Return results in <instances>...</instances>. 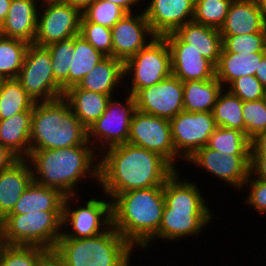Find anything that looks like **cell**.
<instances>
[{
    "label": "cell",
    "instance_id": "cell-1",
    "mask_svg": "<svg viewBox=\"0 0 266 266\" xmlns=\"http://www.w3.org/2000/svg\"><path fill=\"white\" fill-rule=\"evenodd\" d=\"M99 154V184L112 199L134 189L164 186L176 169L161 155L129 143L110 147Z\"/></svg>",
    "mask_w": 266,
    "mask_h": 266
},
{
    "label": "cell",
    "instance_id": "cell-2",
    "mask_svg": "<svg viewBox=\"0 0 266 266\" xmlns=\"http://www.w3.org/2000/svg\"><path fill=\"white\" fill-rule=\"evenodd\" d=\"M180 175V177H179ZM176 170L164 183L165 207L157 234L142 248L156 239L175 241L200 235L211 223L212 210L195 182L181 178Z\"/></svg>",
    "mask_w": 266,
    "mask_h": 266
},
{
    "label": "cell",
    "instance_id": "cell-3",
    "mask_svg": "<svg viewBox=\"0 0 266 266\" xmlns=\"http://www.w3.org/2000/svg\"><path fill=\"white\" fill-rule=\"evenodd\" d=\"M97 157L99 154L87 141L62 149L34 150L27 160L32 168L33 182L56 188L65 196H76L79 193L77 186L85 177L99 182Z\"/></svg>",
    "mask_w": 266,
    "mask_h": 266
},
{
    "label": "cell",
    "instance_id": "cell-4",
    "mask_svg": "<svg viewBox=\"0 0 266 266\" xmlns=\"http://www.w3.org/2000/svg\"><path fill=\"white\" fill-rule=\"evenodd\" d=\"M164 207V186L118 193L111 199V225L142 250L157 234Z\"/></svg>",
    "mask_w": 266,
    "mask_h": 266
},
{
    "label": "cell",
    "instance_id": "cell-5",
    "mask_svg": "<svg viewBox=\"0 0 266 266\" xmlns=\"http://www.w3.org/2000/svg\"><path fill=\"white\" fill-rule=\"evenodd\" d=\"M87 129L62 97L36 102L32 111L30 153L34 150L62 149L87 142Z\"/></svg>",
    "mask_w": 266,
    "mask_h": 266
},
{
    "label": "cell",
    "instance_id": "cell-6",
    "mask_svg": "<svg viewBox=\"0 0 266 266\" xmlns=\"http://www.w3.org/2000/svg\"><path fill=\"white\" fill-rule=\"evenodd\" d=\"M134 247L110 225L88 238H59L54 254L64 266H131Z\"/></svg>",
    "mask_w": 266,
    "mask_h": 266
},
{
    "label": "cell",
    "instance_id": "cell-7",
    "mask_svg": "<svg viewBox=\"0 0 266 266\" xmlns=\"http://www.w3.org/2000/svg\"><path fill=\"white\" fill-rule=\"evenodd\" d=\"M63 211H35L9 214L0 222L3 242L8 245L37 246L53 252L62 235Z\"/></svg>",
    "mask_w": 266,
    "mask_h": 266
},
{
    "label": "cell",
    "instance_id": "cell-8",
    "mask_svg": "<svg viewBox=\"0 0 266 266\" xmlns=\"http://www.w3.org/2000/svg\"><path fill=\"white\" fill-rule=\"evenodd\" d=\"M171 54L164 37L156 36L137 54L124 63V77L131 82L127 91L134 95L139 89L154 86L169 77ZM131 86V88H130Z\"/></svg>",
    "mask_w": 266,
    "mask_h": 266
},
{
    "label": "cell",
    "instance_id": "cell-9",
    "mask_svg": "<svg viewBox=\"0 0 266 266\" xmlns=\"http://www.w3.org/2000/svg\"><path fill=\"white\" fill-rule=\"evenodd\" d=\"M126 96L124 103L111 97L103 115L87 129V140L98 154L110 147L128 143L136 105L133 95L127 93Z\"/></svg>",
    "mask_w": 266,
    "mask_h": 266
},
{
    "label": "cell",
    "instance_id": "cell-10",
    "mask_svg": "<svg viewBox=\"0 0 266 266\" xmlns=\"http://www.w3.org/2000/svg\"><path fill=\"white\" fill-rule=\"evenodd\" d=\"M51 64L46 46L29 44L17 79L35 103L53 101L64 95L61 85L54 79Z\"/></svg>",
    "mask_w": 266,
    "mask_h": 266
},
{
    "label": "cell",
    "instance_id": "cell-11",
    "mask_svg": "<svg viewBox=\"0 0 266 266\" xmlns=\"http://www.w3.org/2000/svg\"><path fill=\"white\" fill-rule=\"evenodd\" d=\"M77 195L66 196L63 205V231L60 238H88L103 233L111 225V200L91 198L80 207L72 208ZM74 204H72V201ZM72 204V206L70 205ZM71 232L68 231L70 228ZM68 228V229H67Z\"/></svg>",
    "mask_w": 266,
    "mask_h": 266
},
{
    "label": "cell",
    "instance_id": "cell-12",
    "mask_svg": "<svg viewBox=\"0 0 266 266\" xmlns=\"http://www.w3.org/2000/svg\"><path fill=\"white\" fill-rule=\"evenodd\" d=\"M128 143L161 155L178 170L175 162L182 159L173 144L170 120L136 110L131 120Z\"/></svg>",
    "mask_w": 266,
    "mask_h": 266
},
{
    "label": "cell",
    "instance_id": "cell-13",
    "mask_svg": "<svg viewBox=\"0 0 266 266\" xmlns=\"http://www.w3.org/2000/svg\"><path fill=\"white\" fill-rule=\"evenodd\" d=\"M170 124L176 153L184 162L207 146L217 127L212 112L182 111L170 120Z\"/></svg>",
    "mask_w": 266,
    "mask_h": 266
},
{
    "label": "cell",
    "instance_id": "cell-14",
    "mask_svg": "<svg viewBox=\"0 0 266 266\" xmlns=\"http://www.w3.org/2000/svg\"><path fill=\"white\" fill-rule=\"evenodd\" d=\"M81 16L78 7L63 2L39 7L34 44L48 46L80 34Z\"/></svg>",
    "mask_w": 266,
    "mask_h": 266
},
{
    "label": "cell",
    "instance_id": "cell-15",
    "mask_svg": "<svg viewBox=\"0 0 266 266\" xmlns=\"http://www.w3.org/2000/svg\"><path fill=\"white\" fill-rule=\"evenodd\" d=\"M136 110L171 120L183 109V82L170 75L154 86L139 89L134 95Z\"/></svg>",
    "mask_w": 266,
    "mask_h": 266
},
{
    "label": "cell",
    "instance_id": "cell-16",
    "mask_svg": "<svg viewBox=\"0 0 266 266\" xmlns=\"http://www.w3.org/2000/svg\"><path fill=\"white\" fill-rule=\"evenodd\" d=\"M186 162L203 168L217 180L237 190L243 189L250 174V155H232L212 150L207 146L200 148Z\"/></svg>",
    "mask_w": 266,
    "mask_h": 266
},
{
    "label": "cell",
    "instance_id": "cell-17",
    "mask_svg": "<svg viewBox=\"0 0 266 266\" xmlns=\"http://www.w3.org/2000/svg\"><path fill=\"white\" fill-rule=\"evenodd\" d=\"M112 57L125 63L154 37L144 11L126 13L112 28ZM148 37V39H147ZM150 38V39H149Z\"/></svg>",
    "mask_w": 266,
    "mask_h": 266
},
{
    "label": "cell",
    "instance_id": "cell-18",
    "mask_svg": "<svg viewBox=\"0 0 266 266\" xmlns=\"http://www.w3.org/2000/svg\"><path fill=\"white\" fill-rule=\"evenodd\" d=\"M163 37L170 49L172 75L182 82L211 80L215 77V66L174 32Z\"/></svg>",
    "mask_w": 266,
    "mask_h": 266
},
{
    "label": "cell",
    "instance_id": "cell-19",
    "mask_svg": "<svg viewBox=\"0 0 266 266\" xmlns=\"http://www.w3.org/2000/svg\"><path fill=\"white\" fill-rule=\"evenodd\" d=\"M147 3L143 11L155 36L163 37L193 21V0H150Z\"/></svg>",
    "mask_w": 266,
    "mask_h": 266
},
{
    "label": "cell",
    "instance_id": "cell-20",
    "mask_svg": "<svg viewBox=\"0 0 266 266\" xmlns=\"http://www.w3.org/2000/svg\"><path fill=\"white\" fill-rule=\"evenodd\" d=\"M32 181V168L27 159H19L10 168L0 171V222L12 212Z\"/></svg>",
    "mask_w": 266,
    "mask_h": 266
},
{
    "label": "cell",
    "instance_id": "cell-21",
    "mask_svg": "<svg viewBox=\"0 0 266 266\" xmlns=\"http://www.w3.org/2000/svg\"><path fill=\"white\" fill-rule=\"evenodd\" d=\"M39 5L35 0H12L6 19L0 27L1 36L34 43Z\"/></svg>",
    "mask_w": 266,
    "mask_h": 266
},
{
    "label": "cell",
    "instance_id": "cell-22",
    "mask_svg": "<svg viewBox=\"0 0 266 266\" xmlns=\"http://www.w3.org/2000/svg\"><path fill=\"white\" fill-rule=\"evenodd\" d=\"M265 19L263 11L255 0H233L219 31L221 35L265 32Z\"/></svg>",
    "mask_w": 266,
    "mask_h": 266
},
{
    "label": "cell",
    "instance_id": "cell-23",
    "mask_svg": "<svg viewBox=\"0 0 266 266\" xmlns=\"http://www.w3.org/2000/svg\"><path fill=\"white\" fill-rule=\"evenodd\" d=\"M124 78V63L106 56L77 85L68 89H84L114 97L115 89L123 88Z\"/></svg>",
    "mask_w": 266,
    "mask_h": 266
},
{
    "label": "cell",
    "instance_id": "cell-24",
    "mask_svg": "<svg viewBox=\"0 0 266 266\" xmlns=\"http://www.w3.org/2000/svg\"><path fill=\"white\" fill-rule=\"evenodd\" d=\"M190 48L195 49L215 67L222 50V36L219 29L194 21L188 22L174 32Z\"/></svg>",
    "mask_w": 266,
    "mask_h": 266
},
{
    "label": "cell",
    "instance_id": "cell-25",
    "mask_svg": "<svg viewBox=\"0 0 266 266\" xmlns=\"http://www.w3.org/2000/svg\"><path fill=\"white\" fill-rule=\"evenodd\" d=\"M32 111L14 114L0 119V143L19 159H27L30 154Z\"/></svg>",
    "mask_w": 266,
    "mask_h": 266
},
{
    "label": "cell",
    "instance_id": "cell-26",
    "mask_svg": "<svg viewBox=\"0 0 266 266\" xmlns=\"http://www.w3.org/2000/svg\"><path fill=\"white\" fill-rule=\"evenodd\" d=\"M265 55L266 52L229 53L222 48L218 64L215 67V77L226 88L235 79L244 75L255 76L259 62Z\"/></svg>",
    "mask_w": 266,
    "mask_h": 266
},
{
    "label": "cell",
    "instance_id": "cell-27",
    "mask_svg": "<svg viewBox=\"0 0 266 266\" xmlns=\"http://www.w3.org/2000/svg\"><path fill=\"white\" fill-rule=\"evenodd\" d=\"M63 98L81 124L88 129L103 115L111 96L84 89H67Z\"/></svg>",
    "mask_w": 266,
    "mask_h": 266
},
{
    "label": "cell",
    "instance_id": "cell-28",
    "mask_svg": "<svg viewBox=\"0 0 266 266\" xmlns=\"http://www.w3.org/2000/svg\"><path fill=\"white\" fill-rule=\"evenodd\" d=\"M65 197L56 188L41 186L32 181L10 214H25L35 211H63Z\"/></svg>",
    "mask_w": 266,
    "mask_h": 266
},
{
    "label": "cell",
    "instance_id": "cell-29",
    "mask_svg": "<svg viewBox=\"0 0 266 266\" xmlns=\"http://www.w3.org/2000/svg\"><path fill=\"white\" fill-rule=\"evenodd\" d=\"M223 85L211 80L183 82V109L186 112H212Z\"/></svg>",
    "mask_w": 266,
    "mask_h": 266
},
{
    "label": "cell",
    "instance_id": "cell-30",
    "mask_svg": "<svg viewBox=\"0 0 266 266\" xmlns=\"http://www.w3.org/2000/svg\"><path fill=\"white\" fill-rule=\"evenodd\" d=\"M105 57L81 34L74 36L73 57L69 67V88L77 85Z\"/></svg>",
    "mask_w": 266,
    "mask_h": 266
},
{
    "label": "cell",
    "instance_id": "cell-31",
    "mask_svg": "<svg viewBox=\"0 0 266 266\" xmlns=\"http://www.w3.org/2000/svg\"><path fill=\"white\" fill-rule=\"evenodd\" d=\"M35 101L26 93L17 78L2 79L0 87V119L14 114L33 111Z\"/></svg>",
    "mask_w": 266,
    "mask_h": 266
},
{
    "label": "cell",
    "instance_id": "cell-32",
    "mask_svg": "<svg viewBox=\"0 0 266 266\" xmlns=\"http://www.w3.org/2000/svg\"><path fill=\"white\" fill-rule=\"evenodd\" d=\"M242 108L243 101L228 89L223 88L212 111L216 125L237 129L245 133Z\"/></svg>",
    "mask_w": 266,
    "mask_h": 266
},
{
    "label": "cell",
    "instance_id": "cell-33",
    "mask_svg": "<svg viewBox=\"0 0 266 266\" xmlns=\"http://www.w3.org/2000/svg\"><path fill=\"white\" fill-rule=\"evenodd\" d=\"M29 43L0 35V78H17Z\"/></svg>",
    "mask_w": 266,
    "mask_h": 266
},
{
    "label": "cell",
    "instance_id": "cell-34",
    "mask_svg": "<svg viewBox=\"0 0 266 266\" xmlns=\"http://www.w3.org/2000/svg\"><path fill=\"white\" fill-rule=\"evenodd\" d=\"M207 147L224 154L250 155L251 141L240 130L217 126Z\"/></svg>",
    "mask_w": 266,
    "mask_h": 266
},
{
    "label": "cell",
    "instance_id": "cell-35",
    "mask_svg": "<svg viewBox=\"0 0 266 266\" xmlns=\"http://www.w3.org/2000/svg\"><path fill=\"white\" fill-rule=\"evenodd\" d=\"M51 55L54 79L63 91L69 88V67L73 57L74 37L54 42L46 46Z\"/></svg>",
    "mask_w": 266,
    "mask_h": 266
},
{
    "label": "cell",
    "instance_id": "cell-36",
    "mask_svg": "<svg viewBox=\"0 0 266 266\" xmlns=\"http://www.w3.org/2000/svg\"><path fill=\"white\" fill-rule=\"evenodd\" d=\"M48 253L37 246L4 244L0 251V266H38Z\"/></svg>",
    "mask_w": 266,
    "mask_h": 266
},
{
    "label": "cell",
    "instance_id": "cell-37",
    "mask_svg": "<svg viewBox=\"0 0 266 266\" xmlns=\"http://www.w3.org/2000/svg\"><path fill=\"white\" fill-rule=\"evenodd\" d=\"M233 0H195L193 21L220 29Z\"/></svg>",
    "mask_w": 266,
    "mask_h": 266
},
{
    "label": "cell",
    "instance_id": "cell-38",
    "mask_svg": "<svg viewBox=\"0 0 266 266\" xmlns=\"http://www.w3.org/2000/svg\"><path fill=\"white\" fill-rule=\"evenodd\" d=\"M126 12L118 5L104 0H94L81 11L80 21H89L112 28Z\"/></svg>",
    "mask_w": 266,
    "mask_h": 266
},
{
    "label": "cell",
    "instance_id": "cell-39",
    "mask_svg": "<svg viewBox=\"0 0 266 266\" xmlns=\"http://www.w3.org/2000/svg\"><path fill=\"white\" fill-rule=\"evenodd\" d=\"M222 48L229 53L266 52L265 32L244 35H221Z\"/></svg>",
    "mask_w": 266,
    "mask_h": 266
},
{
    "label": "cell",
    "instance_id": "cell-40",
    "mask_svg": "<svg viewBox=\"0 0 266 266\" xmlns=\"http://www.w3.org/2000/svg\"><path fill=\"white\" fill-rule=\"evenodd\" d=\"M242 115L245 135L251 142L266 132V107L262 99L243 102Z\"/></svg>",
    "mask_w": 266,
    "mask_h": 266
},
{
    "label": "cell",
    "instance_id": "cell-41",
    "mask_svg": "<svg viewBox=\"0 0 266 266\" xmlns=\"http://www.w3.org/2000/svg\"><path fill=\"white\" fill-rule=\"evenodd\" d=\"M80 34L105 56H112V31L102 25L80 21Z\"/></svg>",
    "mask_w": 266,
    "mask_h": 266
},
{
    "label": "cell",
    "instance_id": "cell-42",
    "mask_svg": "<svg viewBox=\"0 0 266 266\" xmlns=\"http://www.w3.org/2000/svg\"><path fill=\"white\" fill-rule=\"evenodd\" d=\"M226 89L239 97L243 102L262 99L264 86L255 76L244 75L235 79Z\"/></svg>",
    "mask_w": 266,
    "mask_h": 266
},
{
    "label": "cell",
    "instance_id": "cell-43",
    "mask_svg": "<svg viewBox=\"0 0 266 266\" xmlns=\"http://www.w3.org/2000/svg\"><path fill=\"white\" fill-rule=\"evenodd\" d=\"M243 187H248L250 190L244 202L264 215L266 213V181L256 178L250 173Z\"/></svg>",
    "mask_w": 266,
    "mask_h": 266
},
{
    "label": "cell",
    "instance_id": "cell-44",
    "mask_svg": "<svg viewBox=\"0 0 266 266\" xmlns=\"http://www.w3.org/2000/svg\"><path fill=\"white\" fill-rule=\"evenodd\" d=\"M250 173L266 181V152L250 151Z\"/></svg>",
    "mask_w": 266,
    "mask_h": 266
},
{
    "label": "cell",
    "instance_id": "cell-45",
    "mask_svg": "<svg viewBox=\"0 0 266 266\" xmlns=\"http://www.w3.org/2000/svg\"><path fill=\"white\" fill-rule=\"evenodd\" d=\"M19 158L0 143V171L10 168Z\"/></svg>",
    "mask_w": 266,
    "mask_h": 266
},
{
    "label": "cell",
    "instance_id": "cell-46",
    "mask_svg": "<svg viewBox=\"0 0 266 266\" xmlns=\"http://www.w3.org/2000/svg\"><path fill=\"white\" fill-rule=\"evenodd\" d=\"M107 2H112L115 5L120 6L126 13H136L138 12L137 9H135V5L139 4L141 0H104ZM143 2V0H142ZM134 11H132L133 9Z\"/></svg>",
    "mask_w": 266,
    "mask_h": 266
},
{
    "label": "cell",
    "instance_id": "cell-47",
    "mask_svg": "<svg viewBox=\"0 0 266 266\" xmlns=\"http://www.w3.org/2000/svg\"><path fill=\"white\" fill-rule=\"evenodd\" d=\"M38 266H64L62 261L54 254L49 252L38 264Z\"/></svg>",
    "mask_w": 266,
    "mask_h": 266
},
{
    "label": "cell",
    "instance_id": "cell-48",
    "mask_svg": "<svg viewBox=\"0 0 266 266\" xmlns=\"http://www.w3.org/2000/svg\"><path fill=\"white\" fill-rule=\"evenodd\" d=\"M255 77L266 89V55L259 62V67L256 69Z\"/></svg>",
    "mask_w": 266,
    "mask_h": 266
},
{
    "label": "cell",
    "instance_id": "cell-49",
    "mask_svg": "<svg viewBox=\"0 0 266 266\" xmlns=\"http://www.w3.org/2000/svg\"><path fill=\"white\" fill-rule=\"evenodd\" d=\"M250 151H265L266 152V132H264L256 140L251 142Z\"/></svg>",
    "mask_w": 266,
    "mask_h": 266
},
{
    "label": "cell",
    "instance_id": "cell-50",
    "mask_svg": "<svg viewBox=\"0 0 266 266\" xmlns=\"http://www.w3.org/2000/svg\"><path fill=\"white\" fill-rule=\"evenodd\" d=\"M12 0H0V27L4 23Z\"/></svg>",
    "mask_w": 266,
    "mask_h": 266
},
{
    "label": "cell",
    "instance_id": "cell-51",
    "mask_svg": "<svg viewBox=\"0 0 266 266\" xmlns=\"http://www.w3.org/2000/svg\"><path fill=\"white\" fill-rule=\"evenodd\" d=\"M94 0H63V3L78 7L81 11Z\"/></svg>",
    "mask_w": 266,
    "mask_h": 266
},
{
    "label": "cell",
    "instance_id": "cell-52",
    "mask_svg": "<svg viewBox=\"0 0 266 266\" xmlns=\"http://www.w3.org/2000/svg\"><path fill=\"white\" fill-rule=\"evenodd\" d=\"M38 5V0H35ZM63 0H39V7L47 5V4H54V3H62Z\"/></svg>",
    "mask_w": 266,
    "mask_h": 266
},
{
    "label": "cell",
    "instance_id": "cell-53",
    "mask_svg": "<svg viewBox=\"0 0 266 266\" xmlns=\"http://www.w3.org/2000/svg\"><path fill=\"white\" fill-rule=\"evenodd\" d=\"M257 6L263 11L266 17V0H255Z\"/></svg>",
    "mask_w": 266,
    "mask_h": 266
},
{
    "label": "cell",
    "instance_id": "cell-54",
    "mask_svg": "<svg viewBox=\"0 0 266 266\" xmlns=\"http://www.w3.org/2000/svg\"><path fill=\"white\" fill-rule=\"evenodd\" d=\"M3 245H4V242H3L2 230L0 228V251H1V248L3 247Z\"/></svg>",
    "mask_w": 266,
    "mask_h": 266
},
{
    "label": "cell",
    "instance_id": "cell-55",
    "mask_svg": "<svg viewBox=\"0 0 266 266\" xmlns=\"http://www.w3.org/2000/svg\"><path fill=\"white\" fill-rule=\"evenodd\" d=\"M262 101H263V103H264V105H265V107H266V89H265V91H264V93H263Z\"/></svg>",
    "mask_w": 266,
    "mask_h": 266
},
{
    "label": "cell",
    "instance_id": "cell-56",
    "mask_svg": "<svg viewBox=\"0 0 266 266\" xmlns=\"http://www.w3.org/2000/svg\"><path fill=\"white\" fill-rule=\"evenodd\" d=\"M264 31H265V35H266V19H265V28H264Z\"/></svg>",
    "mask_w": 266,
    "mask_h": 266
}]
</instances>
